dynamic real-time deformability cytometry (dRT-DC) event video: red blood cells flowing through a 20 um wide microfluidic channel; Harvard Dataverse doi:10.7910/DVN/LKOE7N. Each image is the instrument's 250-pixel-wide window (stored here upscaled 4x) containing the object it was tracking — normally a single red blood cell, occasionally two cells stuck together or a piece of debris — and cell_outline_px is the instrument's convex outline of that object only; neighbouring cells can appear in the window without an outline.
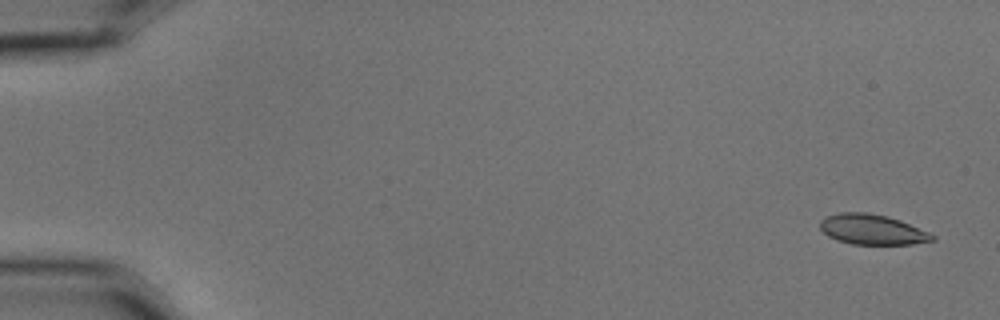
{"species": "common noctule bat (a hibernating species)", "species_latin": "Nyctalus noctula", "temperature_condition": "cold", "stored_images_in_passage": 6, "camera_frame_rate_fps": 3000, "um_per_image_px": 0.085, "animal": {"sex": "male", "body_mass_g": 15.6}, "frame": {"image": 1, "passage_image": 1, "time_ms": 0.0, "image_size_px": [1000, 320], "cell_outline_px": [[936, 240], [912, 244], [852, 244], [836, 240], [828, 236], [820, 228], [820, 220], [824, 216], [840, 212], [864, 212], [888, 216], [900, 220], [928, 232], [936, 236]], "centroid_in_image_um": [74.12, 19.5], "position_along_channel_um": 10.9, "area_um2": 19.83}}
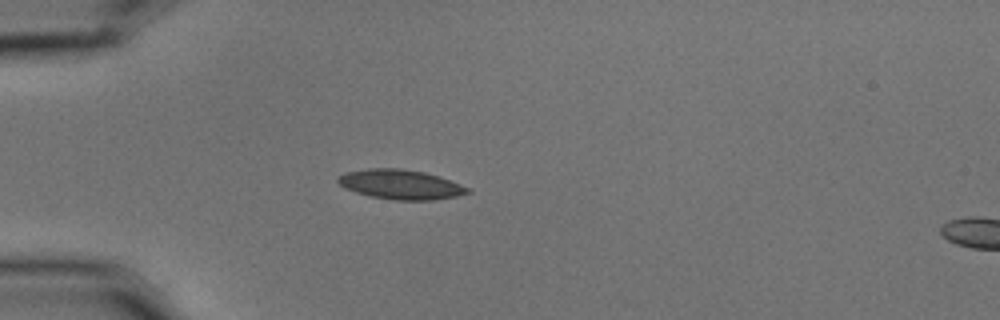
{"frame": {"image": 2, "passage_image": 5, "time_ms": 1.333, "image_size_px": [1000, 320], "cell_outline_px": [[472, 192], [456, 196], [436, 200], [396, 200], [368, 196], [344, 188], [336, 180], [336, 176], [344, 172], [368, 168], [400, 168], [424, 172], [472, 188]], "centroid_in_image_um": [34.02, 15.68], "position_along_channel_um": 51.0, "area_um2": 22.54}}